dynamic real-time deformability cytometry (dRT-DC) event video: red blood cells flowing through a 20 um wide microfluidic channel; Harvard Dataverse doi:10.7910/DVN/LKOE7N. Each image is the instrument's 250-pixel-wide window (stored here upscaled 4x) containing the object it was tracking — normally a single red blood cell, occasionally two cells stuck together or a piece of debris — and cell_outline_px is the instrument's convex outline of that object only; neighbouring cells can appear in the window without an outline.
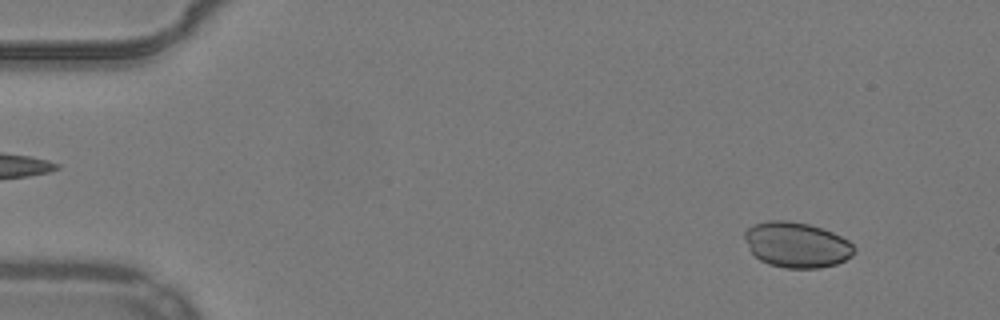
{"species": "common noctule bat (a hibernating species)", "species_latin": "Nyctalus noctula", "temperature_condition": "warm", "stored_images_in_passage": 54, "camera_frame_rate_fps": 3000, "um_per_image_px": 0.085, "animal": {"sex": "male", "body_mass_g": 19.2, "forearm_length_mm": 51.8}, "frame": {"image": 1, "passage_image": 6, "time_ms": 1.667, "image_size_px": [1000, 320], "cell_outline_px": [[856, 252], [852, 256], [836, 264], [820, 268], [784, 268], [768, 264], [760, 260], [752, 252], [744, 236], [744, 232], [748, 228], [756, 224], [768, 220], [788, 220], [808, 224], [832, 232], [848, 240], [856, 248]], "centroid_in_image_um": [67.74, 20.81], "position_along_channel_um": 17.3, "area_um2": 28.9}}
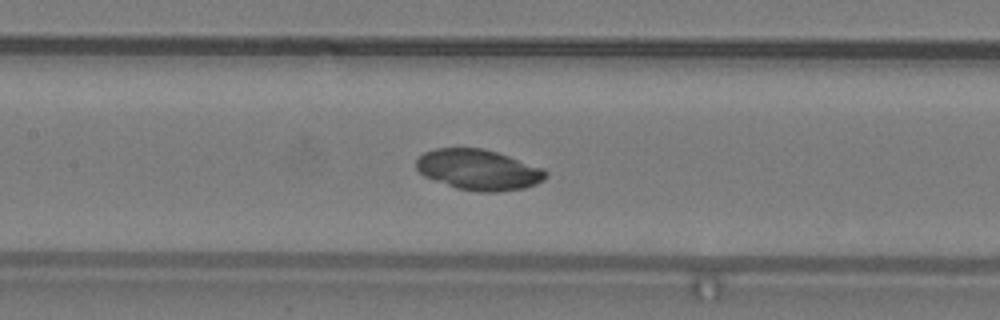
{"frame": {"image": 2, "passage_image": 26, "time_ms": 8.333, "image_size_px": [1000, 320], "cell_outline_px": [[548, 176], [544, 180], [536, 184], [524, 188], [496, 192], [476, 192], [456, 188], [424, 176], [416, 168], [416, 160], [424, 152], [436, 148], [484, 148], [544, 168], [548, 172]], "centroid_in_image_um": [40.69, 14.43], "position_along_channel_um": 166.7, "area_um2": 30.69}}
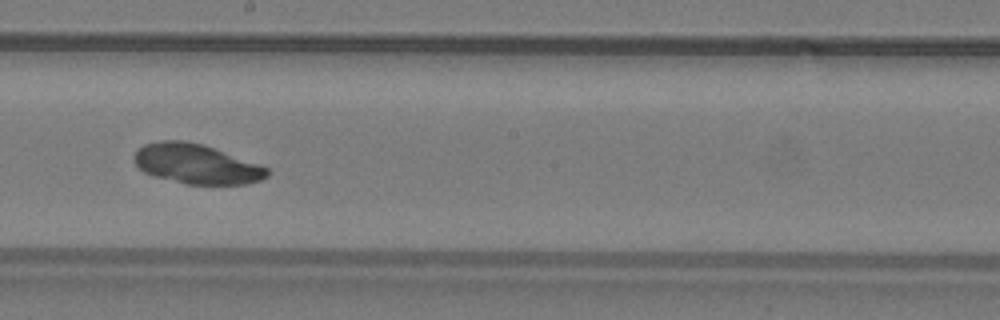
{"frame": {"image": 3, "passage_image": 31, "time_ms": 10.0, "image_size_px": [1000, 320], "cell_outline_px": [[272, 172], [268, 176], [260, 180], [244, 184], [184, 184], [156, 176], [144, 172], [136, 164], [136, 152], [144, 144], [160, 140], [184, 140], [200, 144], [212, 148], [268, 168]], "centroid_in_image_um": [16.7, 13.95], "position_along_channel_um": 231.5, "area_um2": 30.17}}